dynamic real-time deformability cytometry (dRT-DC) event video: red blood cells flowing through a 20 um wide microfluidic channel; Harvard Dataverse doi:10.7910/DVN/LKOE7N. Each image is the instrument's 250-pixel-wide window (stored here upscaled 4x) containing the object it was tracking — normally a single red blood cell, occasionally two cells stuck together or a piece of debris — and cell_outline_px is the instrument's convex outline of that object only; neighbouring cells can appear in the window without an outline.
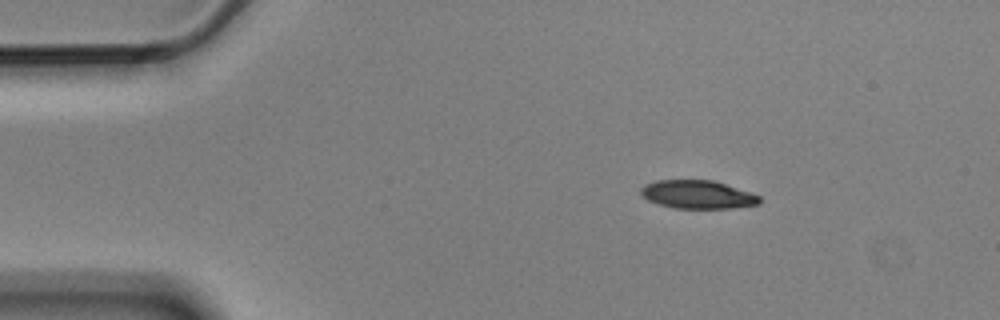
{"species": "Egyptian fruit bat (a non-hibernating species)", "species_latin": "Rousettus aegyptiacus", "temperature_condition": "cold", "stored_images_in_passage": 13, "camera_frame_rate_fps": 3000, "um_per_image_px": 0.085, "animal": {"sex": "male"}, "frame": {"image": 1, "passage_image": 1, "time_ms": 0.0, "image_size_px": [1000, 320], "cell_outline_px": [[760, 204], [728, 208], [676, 208], [660, 204], [648, 200], [640, 192], [640, 188], [644, 184], [656, 180], [712, 180], [752, 192], [760, 196]], "centroid_in_image_um": [59.3, 16.52], "position_along_channel_um": 25.7, "area_um2": 19.48}}
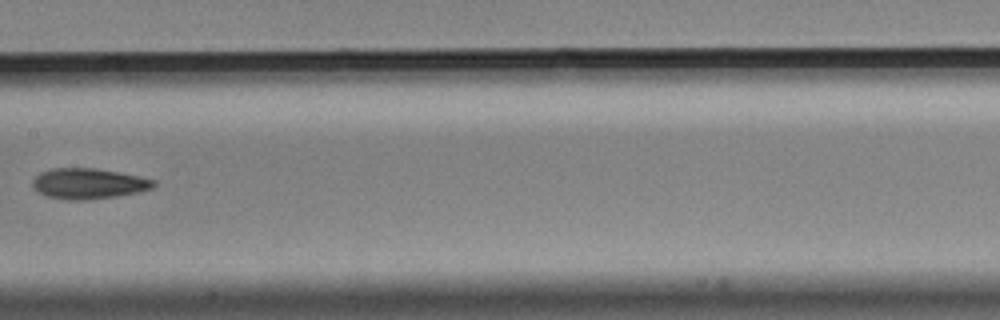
{"frame": {"image": 2, "passage_image": 6, "time_ms": 1.667, "image_size_px": [1000, 320], "cell_outline_px": [[156, 184], [152, 188], [140, 192], [116, 196], [88, 200], [64, 200], [44, 196], [36, 192], [32, 188], [32, 180], [40, 172], [52, 168], [96, 168], [156, 180]], "centroid_in_image_um": [7.46, 15.62], "position_along_channel_um": 199.9, "area_um2": 21.79}}
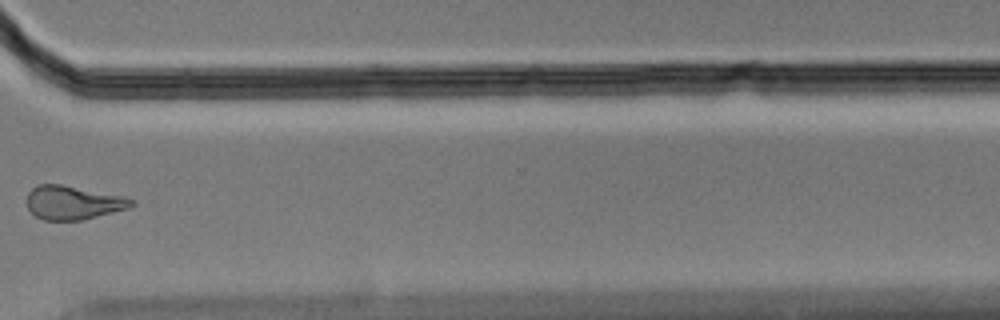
{"frame": {"image": 3, "passage_image": 10, "time_ms": 3.0, "image_size_px": [1000, 320], "cell_outline_px": [[136, 204], [128, 208], [80, 220], [44, 220], [36, 216], [28, 208], [28, 192], [36, 184], [60, 184], [124, 196], [136, 200]], "centroid_in_image_um": [6.23, 17.21], "position_along_channel_um": 364.4, "area_um2": 20.4}}